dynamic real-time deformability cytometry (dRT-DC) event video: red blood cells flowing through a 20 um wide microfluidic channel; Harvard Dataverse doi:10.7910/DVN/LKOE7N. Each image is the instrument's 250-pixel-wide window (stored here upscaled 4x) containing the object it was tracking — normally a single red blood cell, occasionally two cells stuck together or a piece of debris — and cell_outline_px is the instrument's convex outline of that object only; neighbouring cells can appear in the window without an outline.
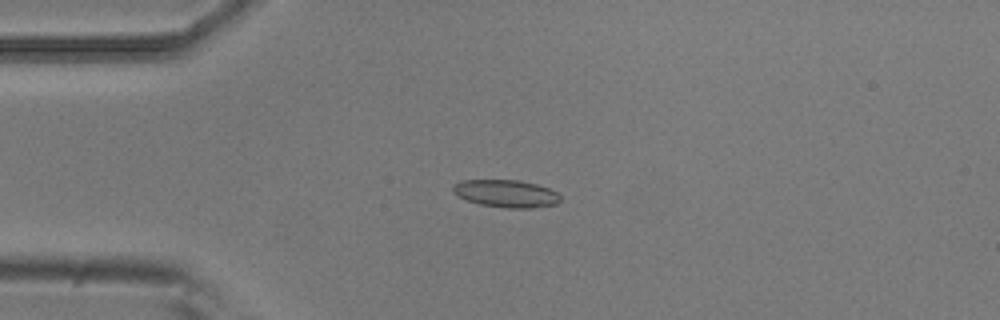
{"species": "common noctule bat (a hibernating species)", "species_latin": "Nyctalus noctula", "temperature_condition": "room temperature", "stored_images_in_passage": 3, "camera_frame_rate_fps": 3000, "um_per_image_px": 0.085, "animal": {"sex": "male", "body_mass_g": 20.5, "forearm_length_mm": 52.5}, "frame": {"image": 1, "passage_image": 3, "time_ms": 0.667, "image_size_px": [1000, 320], "cell_outline_px": [[560, 200], [556, 204], [532, 208], [504, 208], [480, 204], [468, 200], [452, 192], [452, 184], [460, 180], [520, 180], [536, 184], [548, 188], [556, 192], [560, 196]], "centroid_in_image_um": [43.0, 16.45], "position_along_channel_um": 42.0, "area_um2": 17.22}}